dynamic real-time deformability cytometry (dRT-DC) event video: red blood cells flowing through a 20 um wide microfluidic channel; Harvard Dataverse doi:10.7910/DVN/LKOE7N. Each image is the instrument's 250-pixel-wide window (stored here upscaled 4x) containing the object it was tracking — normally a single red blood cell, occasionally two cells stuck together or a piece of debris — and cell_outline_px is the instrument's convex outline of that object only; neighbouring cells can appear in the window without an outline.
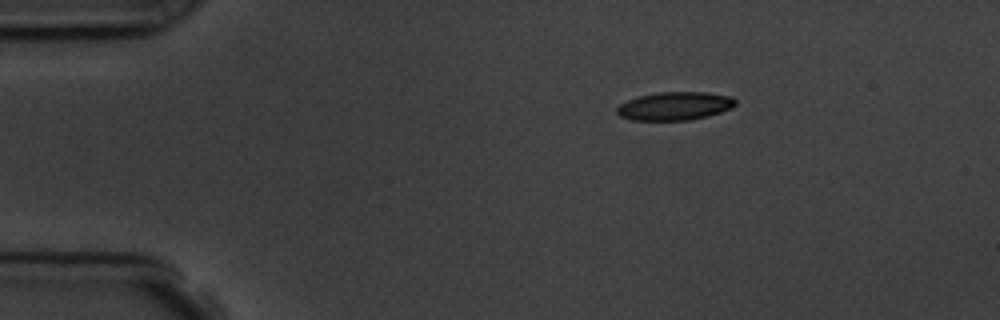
{"species": "common noctule bat (a hibernating species)", "species_latin": "Nyctalus noctula", "temperature_condition": "room temperature", "stored_images_in_passage": 3, "camera_frame_rate_fps": 3000, "um_per_image_px": 0.085, "animal": {"sex": "male", "body_mass_g": 19.5, "forearm_length_mm": 54.6}, "frame": {"image": 1, "passage_image": 1, "time_ms": 0.0, "image_size_px": [1000, 320], "cell_outline_px": [[736, 104], [732, 108], [708, 116], [688, 120], [632, 120], [620, 116], [616, 112], [616, 108], [620, 104], [628, 100], [640, 96], [660, 92], [704, 92], [732, 96], [736, 100]], "centroid_in_image_um": [57.37, 9.01], "position_along_channel_um": 27.6, "area_um2": 19.48}}
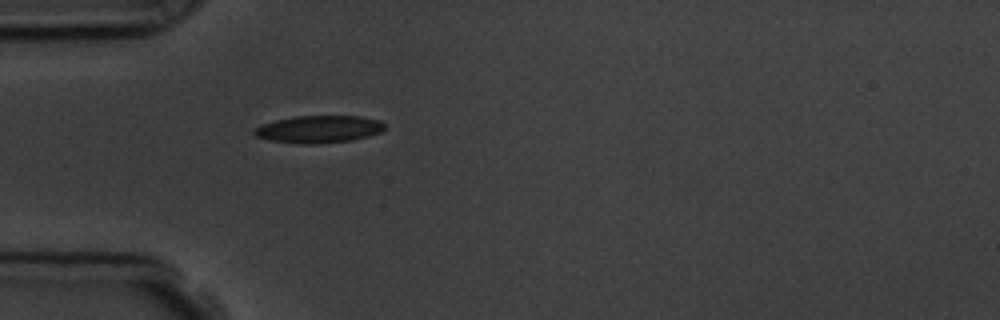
{"frame": {"image": 2, "passage_image": 3, "time_ms": 2.333, "image_size_px": [1000, 320], "cell_outline_px": [[384, 128], [380, 132], [368, 136], [352, 140], [312, 144], [300, 144], [272, 140], [256, 136], [252, 132], [256, 128], [264, 124], [276, 120], [296, 116], [360, 116], [380, 120], [384, 124]], "centroid_in_image_um": [27.12, 10.98], "position_along_channel_um": 57.9, "area_um2": 20.52}}